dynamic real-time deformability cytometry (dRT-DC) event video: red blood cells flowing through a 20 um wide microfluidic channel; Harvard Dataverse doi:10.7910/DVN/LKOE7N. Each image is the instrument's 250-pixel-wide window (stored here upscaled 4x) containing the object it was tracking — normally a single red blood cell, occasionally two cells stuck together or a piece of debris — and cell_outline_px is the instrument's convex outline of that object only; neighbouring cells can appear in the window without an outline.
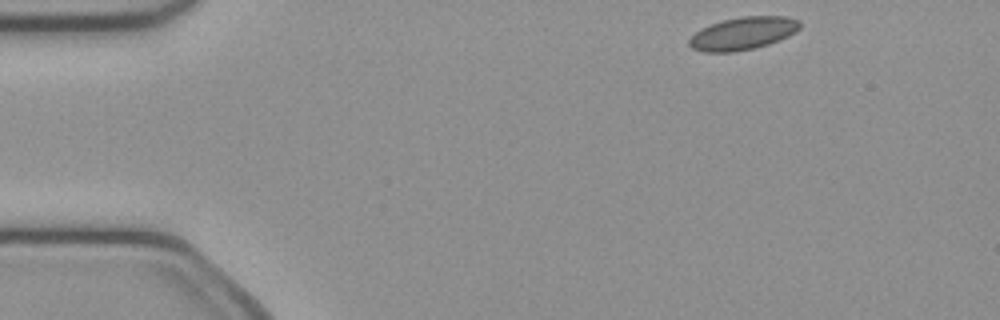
{"species": "common noctule bat (a hibernating species)", "species_latin": "Nyctalus noctula", "temperature_condition": "cold", "stored_images_in_passage": 45, "camera_frame_rate_fps": 3000, "um_per_image_px": 0.085, "animal": {"sex": "female", "body_mass_g": 21.9}, "frame": {"image": 1, "passage_image": 1, "time_ms": 0.0, "image_size_px": [1000, 320], "cell_outline_px": [[800, 28], [796, 32], [788, 36], [768, 44], [752, 48], [732, 52], [704, 52], [692, 48], [688, 44], [688, 40], [696, 32], [712, 24], [724, 20], [740, 16], [784, 16], [800, 20]], "centroid_in_image_um": [63.17, 2.83], "position_along_channel_um": 21.8, "area_um2": 20.87}}
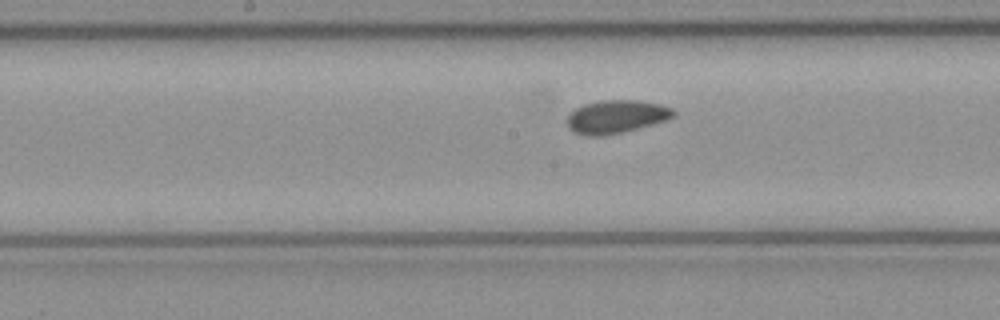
{"frame": {"image": 2, "passage_image": 20, "time_ms": 6.333, "image_size_px": [1000, 320], "cell_outline_px": [[676, 116], [664, 120], [624, 132], [604, 136], [584, 136], [572, 132], [568, 128], [568, 116], [576, 108], [584, 104], [604, 100], [640, 100], [660, 104], [672, 108], [676, 112]], "centroid_in_image_um": [52.37, 9.92], "position_along_channel_um": 195.8, "area_um2": 20.58}}
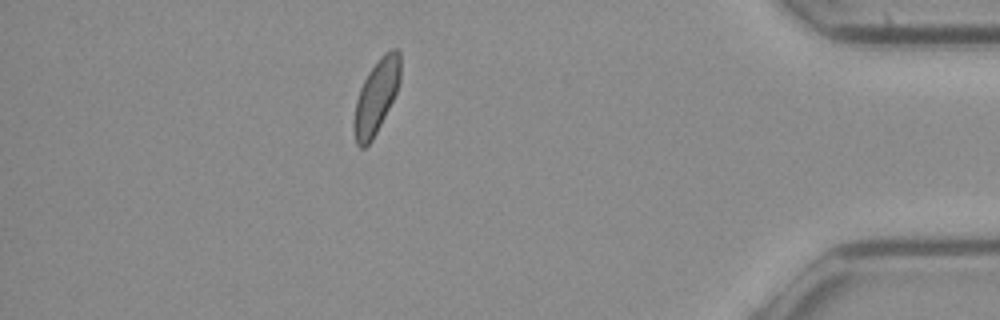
{"frame": {"image": 3, "passage_image": 39, "time_ms": 12.667, "image_size_px": [1000, 320], "cell_outline_px": [[400, 80], [396, 92], [372, 140], [364, 148], [360, 148], [356, 144], [352, 128], [352, 124], [356, 100], [360, 88], [368, 72], [380, 56], [384, 52], [392, 48], [396, 48], [400, 52]], "centroid_in_image_um": [31.95, 8.2], "position_along_channel_um": 403.2, "area_um2": 19.94}, "authors_computed_cell_mechanics": {"area_um2": 20.1722, "velocity_mm_per_s": 4.0243, "shape_relaxation_time_tau1_ms": null, "shape_relaxation_time_tau2_ms": 2.1534, "deformation_change_tau1": null, "deformation_change_tau2": 0.0584}}